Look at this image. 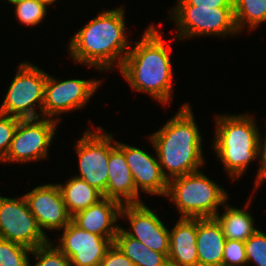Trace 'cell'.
I'll list each match as a JSON object with an SVG mask.
<instances>
[{
    "mask_svg": "<svg viewBox=\"0 0 266 266\" xmlns=\"http://www.w3.org/2000/svg\"><path fill=\"white\" fill-rule=\"evenodd\" d=\"M215 139L216 156L234 180L240 178L251 161L260 157V130L252 115H217Z\"/></svg>",
    "mask_w": 266,
    "mask_h": 266,
    "instance_id": "277c9868",
    "label": "cell"
},
{
    "mask_svg": "<svg viewBox=\"0 0 266 266\" xmlns=\"http://www.w3.org/2000/svg\"><path fill=\"white\" fill-rule=\"evenodd\" d=\"M120 217L129 221L131 231L120 226L128 236L137 239L149 249L168 256L169 230L157 213L150 210L144 202L122 205Z\"/></svg>",
    "mask_w": 266,
    "mask_h": 266,
    "instance_id": "4fadbf2b",
    "label": "cell"
},
{
    "mask_svg": "<svg viewBox=\"0 0 266 266\" xmlns=\"http://www.w3.org/2000/svg\"><path fill=\"white\" fill-rule=\"evenodd\" d=\"M235 24L240 33L246 24L254 30L266 22V0H233Z\"/></svg>",
    "mask_w": 266,
    "mask_h": 266,
    "instance_id": "603a6c76",
    "label": "cell"
},
{
    "mask_svg": "<svg viewBox=\"0 0 266 266\" xmlns=\"http://www.w3.org/2000/svg\"><path fill=\"white\" fill-rule=\"evenodd\" d=\"M121 208L122 204L118 201L103 198L97 204L76 213L72 216V221L81 229L108 238L114 243L120 228L117 220L121 218Z\"/></svg>",
    "mask_w": 266,
    "mask_h": 266,
    "instance_id": "2e32d148",
    "label": "cell"
},
{
    "mask_svg": "<svg viewBox=\"0 0 266 266\" xmlns=\"http://www.w3.org/2000/svg\"><path fill=\"white\" fill-rule=\"evenodd\" d=\"M247 264L266 266V234L257 230L245 241Z\"/></svg>",
    "mask_w": 266,
    "mask_h": 266,
    "instance_id": "4316f807",
    "label": "cell"
},
{
    "mask_svg": "<svg viewBox=\"0 0 266 266\" xmlns=\"http://www.w3.org/2000/svg\"><path fill=\"white\" fill-rule=\"evenodd\" d=\"M114 244L135 266H169L166 254L149 249L137 239L128 236L121 227Z\"/></svg>",
    "mask_w": 266,
    "mask_h": 266,
    "instance_id": "7402d4cb",
    "label": "cell"
},
{
    "mask_svg": "<svg viewBox=\"0 0 266 266\" xmlns=\"http://www.w3.org/2000/svg\"><path fill=\"white\" fill-rule=\"evenodd\" d=\"M58 125L56 119H20L3 162H35L47 157Z\"/></svg>",
    "mask_w": 266,
    "mask_h": 266,
    "instance_id": "30bf717a",
    "label": "cell"
},
{
    "mask_svg": "<svg viewBox=\"0 0 266 266\" xmlns=\"http://www.w3.org/2000/svg\"><path fill=\"white\" fill-rule=\"evenodd\" d=\"M31 251L23 245L0 238V266H31Z\"/></svg>",
    "mask_w": 266,
    "mask_h": 266,
    "instance_id": "cb8c5ba5",
    "label": "cell"
},
{
    "mask_svg": "<svg viewBox=\"0 0 266 266\" xmlns=\"http://www.w3.org/2000/svg\"><path fill=\"white\" fill-rule=\"evenodd\" d=\"M40 3L46 5V6H51L52 4L55 3L56 0H38Z\"/></svg>",
    "mask_w": 266,
    "mask_h": 266,
    "instance_id": "836d02e7",
    "label": "cell"
},
{
    "mask_svg": "<svg viewBox=\"0 0 266 266\" xmlns=\"http://www.w3.org/2000/svg\"><path fill=\"white\" fill-rule=\"evenodd\" d=\"M62 230L55 246L70 259L71 266H99L113 244L108 238L81 229L72 220Z\"/></svg>",
    "mask_w": 266,
    "mask_h": 266,
    "instance_id": "7c38bea8",
    "label": "cell"
},
{
    "mask_svg": "<svg viewBox=\"0 0 266 266\" xmlns=\"http://www.w3.org/2000/svg\"><path fill=\"white\" fill-rule=\"evenodd\" d=\"M20 118L0 113V163L6 158Z\"/></svg>",
    "mask_w": 266,
    "mask_h": 266,
    "instance_id": "83f0119b",
    "label": "cell"
},
{
    "mask_svg": "<svg viewBox=\"0 0 266 266\" xmlns=\"http://www.w3.org/2000/svg\"><path fill=\"white\" fill-rule=\"evenodd\" d=\"M31 254L34 259H37L33 266H71L70 259L56 246L54 247V243L51 241L36 247Z\"/></svg>",
    "mask_w": 266,
    "mask_h": 266,
    "instance_id": "484cf974",
    "label": "cell"
},
{
    "mask_svg": "<svg viewBox=\"0 0 266 266\" xmlns=\"http://www.w3.org/2000/svg\"><path fill=\"white\" fill-rule=\"evenodd\" d=\"M170 19L176 22L177 39L193 36L237 35L233 7L205 8L195 5H176L171 11Z\"/></svg>",
    "mask_w": 266,
    "mask_h": 266,
    "instance_id": "52a82bcc",
    "label": "cell"
},
{
    "mask_svg": "<svg viewBox=\"0 0 266 266\" xmlns=\"http://www.w3.org/2000/svg\"><path fill=\"white\" fill-rule=\"evenodd\" d=\"M58 187L65 206L71 216L97 204L104 198L99 190L90 186L82 178L76 176L66 181L65 185L58 183Z\"/></svg>",
    "mask_w": 266,
    "mask_h": 266,
    "instance_id": "ffe728a7",
    "label": "cell"
},
{
    "mask_svg": "<svg viewBox=\"0 0 266 266\" xmlns=\"http://www.w3.org/2000/svg\"><path fill=\"white\" fill-rule=\"evenodd\" d=\"M101 83V80L97 79H65L60 81L47 74L42 117L57 118L56 120L60 122L58 116L61 114L79 110L87 105L90 97L94 95Z\"/></svg>",
    "mask_w": 266,
    "mask_h": 266,
    "instance_id": "8fae6325",
    "label": "cell"
},
{
    "mask_svg": "<svg viewBox=\"0 0 266 266\" xmlns=\"http://www.w3.org/2000/svg\"><path fill=\"white\" fill-rule=\"evenodd\" d=\"M17 70L0 106V113L20 119L40 118L48 73L29 62L21 63ZM37 106L40 115L36 112Z\"/></svg>",
    "mask_w": 266,
    "mask_h": 266,
    "instance_id": "8992f818",
    "label": "cell"
},
{
    "mask_svg": "<svg viewBox=\"0 0 266 266\" xmlns=\"http://www.w3.org/2000/svg\"><path fill=\"white\" fill-rule=\"evenodd\" d=\"M169 237V266H198L197 218H179Z\"/></svg>",
    "mask_w": 266,
    "mask_h": 266,
    "instance_id": "ac0fdd59",
    "label": "cell"
},
{
    "mask_svg": "<svg viewBox=\"0 0 266 266\" xmlns=\"http://www.w3.org/2000/svg\"><path fill=\"white\" fill-rule=\"evenodd\" d=\"M10 4L12 3V2H18V1H21V0H7Z\"/></svg>",
    "mask_w": 266,
    "mask_h": 266,
    "instance_id": "e575fe53",
    "label": "cell"
},
{
    "mask_svg": "<svg viewBox=\"0 0 266 266\" xmlns=\"http://www.w3.org/2000/svg\"><path fill=\"white\" fill-rule=\"evenodd\" d=\"M225 211L215 215L221 225L226 240L247 241L258 229L254 226L253 216L246 209L231 207L225 203Z\"/></svg>",
    "mask_w": 266,
    "mask_h": 266,
    "instance_id": "44dd1931",
    "label": "cell"
},
{
    "mask_svg": "<svg viewBox=\"0 0 266 266\" xmlns=\"http://www.w3.org/2000/svg\"><path fill=\"white\" fill-rule=\"evenodd\" d=\"M225 241L215 217L197 218L198 266H222Z\"/></svg>",
    "mask_w": 266,
    "mask_h": 266,
    "instance_id": "d6986e66",
    "label": "cell"
},
{
    "mask_svg": "<svg viewBox=\"0 0 266 266\" xmlns=\"http://www.w3.org/2000/svg\"><path fill=\"white\" fill-rule=\"evenodd\" d=\"M105 198L116 200L122 205L144 202L140 200L124 152L116 144L110 150Z\"/></svg>",
    "mask_w": 266,
    "mask_h": 266,
    "instance_id": "e0dca14e",
    "label": "cell"
},
{
    "mask_svg": "<svg viewBox=\"0 0 266 266\" xmlns=\"http://www.w3.org/2000/svg\"><path fill=\"white\" fill-rule=\"evenodd\" d=\"M24 197L45 235L44 230H61L72 220L58 184L39 185Z\"/></svg>",
    "mask_w": 266,
    "mask_h": 266,
    "instance_id": "5bb4252c",
    "label": "cell"
},
{
    "mask_svg": "<svg viewBox=\"0 0 266 266\" xmlns=\"http://www.w3.org/2000/svg\"><path fill=\"white\" fill-rule=\"evenodd\" d=\"M99 266H135L113 243L106 251Z\"/></svg>",
    "mask_w": 266,
    "mask_h": 266,
    "instance_id": "f546056e",
    "label": "cell"
},
{
    "mask_svg": "<svg viewBox=\"0 0 266 266\" xmlns=\"http://www.w3.org/2000/svg\"><path fill=\"white\" fill-rule=\"evenodd\" d=\"M264 179H266V171H264L262 173V176L260 177L259 181L257 182V184H255L254 189L258 188L264 181Z\"/></svg>",
    "mask_w": 266,
    "mask_h": 266,
    "instance_id": "d6a6232c",
    "label": "cell"
},
{
    "mask_svg": "<svg viewBox=\"0 0 266 266\" xmlns=\"http://www.w3.org/2000/svg\"><path fill=\"white\" fill-rule=\"evenodd\" d=\"M22 195L18 198L0 196V238L23 245L31 250L48 243Z\"/></svg>",
    "mask_w": 266,
    "mask_h": 266,
    "instance_id": "9c48e42d",
    "label": "cell"
},
{
    "mask_svg": "<svg viewBox=\"0 0 266 266\" xmlns=\"http://www.w3.org/2000/svg\"><path fill=\"white\" fill-rule=\"evenodd\" d=\"M11 4L15 6L16 19L27 26L39 25L47 14V6L38 0H21Z\"/></svg>",
    "mask_w": 266,
    "mask_h": 266,
    "instance_id": "d4e9b609",
    "label": "cell"
},
{
    "mask_svg": "<svg viewBox=\"0 0 266 266\" xmlns=\"http://www.w3.org/2000/svg\"><path fill=\"white\" fill-rule=\"evenodd\" d=\"M260 137V146H259V151H260V158H259V168L257 171L256 175V180L255 184L259 181L260 177L262 176V173L266 171V135H265V140Z\"/></svg>",
    "mask_w": 266,
    "mask_h": 266,
    "instance_id": "1f68e13d",
    "label": "cell"
},
{
    "mask_svg": "<svg viewBox=\"0 0 266 266\" xmlns=\"http://www.w3.org/2000/svg\"><path fill=\"white\" fill-rule=\"evenodd\" d=\"M95 130L97 131L85 130L83 137L75 144L80 171V175L76 177L82 178L90 186L95 187L105 198L109 155L116 141L112 139L113 134L104 132L102 127L98 126Z\"/></svg>",
    "mask_w": 266,
    "mask_h": 266,
    "instance_id": "ba28073f",
    "label": "cell"
},
{
    "mask_svg": "<svg viewBox=\"0 0 266 266\" xmlns=\"http://www.w3.org/2000/svg\"><path fill=\"white\" fill-rule=\"evenodd\" d=\"M134 43L119 72L134 91L145 92L163 105L170 103L174 94L170 44L166 46V40L153 24Z\"/></svg>",
    "mask_w": 266,
    "mask_h": 266,
    "instance_id": "6da1fadb",
    "label": "cell"
},
{
    "mask_svg": "<svg viewBox=\"0 0 266 266\" xmlns=\"http://www.w3.org/2000/svg\"><path fill=\"white\" fill-rule=\"evenodd\" d=\"M176 5H195L205 8L233 7V0H178Z\"/></svg>",
    "mask_w": 266,
    "mask_h": 266,
    "instance_id": "4dcf8cb0",
    "label": "cell"
},
{
    "mask_svg": "<svg viewBox=\"0 0 266 266\" xmlns=\"http://www.w3.org/2000/svg\"><path fill=\"white\" fill-rule=\"evenodd\" d=\"M149 140L168 181L197 172L204 165L202 137L188 103L181 106L161 129L150 135Z\"/></svg>",
    "mask_w": 266,
    "mask_h": 266,
    "instance_id": "3957f363",
    "label": "cell"
},
{
    "mask_svg": "<svg viewBox=\"0 0 266 266\" xmlns=\"http://www.w3.org/2000/svg\"><path fill=\"white\" fill-rule=\"evenodd\" d=\"M165 196L174 202L180 218L215 217L228 199L227 191L200 170L170 179Z\"/></svg>",
    "mask_w": 266,
    "mask_h": 266,
    "instance_id": "5b68a950",
    "label": "cell"
},
{
    "mask_svg": "<svg viewBox=\"0 0 266 266\" xmlns=\"http://www.w3.org/2000/svg\"><path fill=\"white\" fill-rule=\"evenodd\" d=\"M122 7L102 11L71 37L68 50L74 63H84L102 72L113 70L117 61L120 69L132 47L125 34L127 27Z\"/></svg>",
    "mask_w": 266,
    "mask_h": 266,
    "instance_id": "7a4b0ae2",
    "label": "cell"
},
{
    "mask_svg": "<svg viewBox=\"0 0 266 266\" xmlns=\"http://www.w3.org/2000/svg\"><path fill=\"white\" fill-rule=\"evenodd\" d=\"M247 264L245 242L226 240L222 266H245Z\"/></svg>",
    "mask_w": 266,
    "mask_h": 266,
    "instance_id": "f1b7e54d",
    "label": "cell"
},
{
    "mask_svg": "<svg viewBox=\"0 0 266 266\" xmlns=\"http://www.w3.org/2000/svg\"><path fill=\"white\" fill-rule=\"evenodd\" d=\"M116 145L124 152L136 190L165 196L169 181L162 172L157 153L155 158L138 147L119 141H116Z\"/></svg>",
    "mask_w": 266,
    "mask_h": 266,
    "instance_id": "9a60e30c",
    "label": "cell"
}]
</instances>
